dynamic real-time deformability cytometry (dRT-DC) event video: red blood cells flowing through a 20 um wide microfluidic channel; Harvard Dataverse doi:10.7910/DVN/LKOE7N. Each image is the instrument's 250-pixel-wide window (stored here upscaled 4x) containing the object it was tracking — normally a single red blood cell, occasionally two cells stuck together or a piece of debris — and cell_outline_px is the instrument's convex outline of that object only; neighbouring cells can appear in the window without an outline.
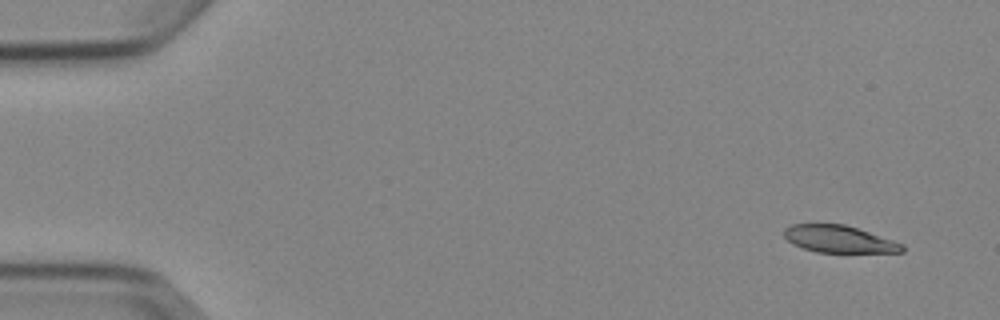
{"species": "Egyptian fruit bat (a non-hibernating species)", "species_latin": "Rousettus aegyptiacus", "temperature_condition": "cold", "stored_images_in_passage": 5, "camera_frame_rate_fps": 3000, "um_per_image_px": 0.085, "animal": {"sex": "female"}, "frame": {"image": 1, "passage_image": 1, "time_ms": 0.0, "image_size_px": [1000, 320], "cell_outline_px": [[904, 252], [816, 252], [792, 244], [784, 236], [784, 228], [792, 224], [844, 224], [904, 244]], "centroid_in_image_um": [71.29, 20.32], "position_along_channel_um": 13.7, "area_um2": 18.44}}
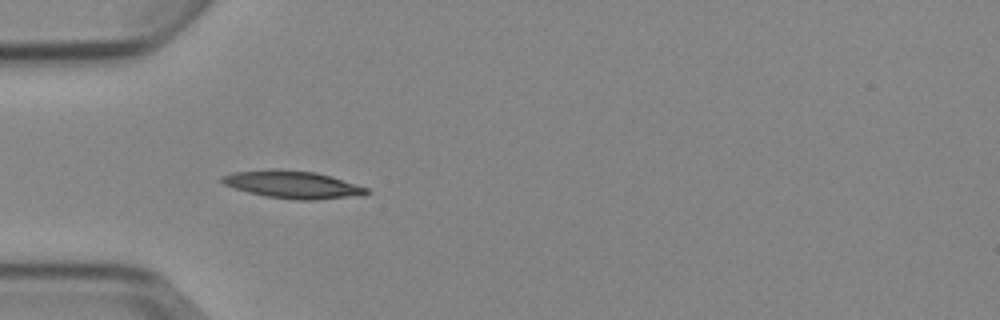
{"frame": {"image": 2, "passage_image": 4, "time_ms": 4.333, "image_size_px": [1000, 320], "cell_outline_px": [[372, 192], [364, 196], [316, 200], [296, 200], [264, 196], [248, 192], [224, 184], [220, 180], [220, 176], [232, 172], [268, 168], [280, 168], [316, 172], [332, 176], [368, 188]], "centroid_in_image_um": [24.91, 15.68], "position_along_channel_um": 60.1, "area_um2": 23.81}}
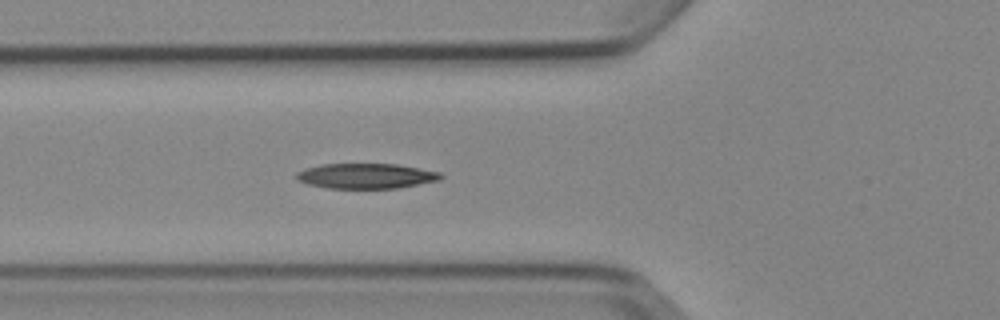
{"frame": {"image": 3, "passage_image": 5, "time_ms": 5.333, "image_size_px": [1000, 320], "cell_outline_px": [[444, 176], [440, 180], [400, 188], [328, 188], [308, 184], [296, 180], [296, 172], [304, 168], [320, 164], [396, 164], [440, 172]], "centroid_in_image_um": [31.1, 14.96], "position_along_channel_um": 94.7, "area_um2": 21.27}}